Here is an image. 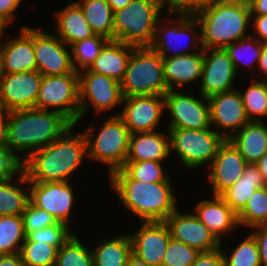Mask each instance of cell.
Returning a JSON list of instances; mask_svg holds the SVG:
<instances>
[{"mask_svg":"<svg viewBox=\"0 0 267 266\" xmlns=\"http://www.w3.org/2000/svg\"><path fill=\"white\" fill-rule=\"evenodd\" d=\"M192 13L197 18L201 31L198 34L196 32L191 43L196 49L199 45L204 49L225 48L250 36L246 31L247 25L251 22L247 0L217 1L204 5Z\"/></svg>","mask_w":267,"mask_h":266,"instance_id":"1","label":"cell"},{"mask_svg":"<svg viewBox=\"0 0 267 266\" xmlns=\"http://www.w3.org/2000/svg\"><path fill=\"white\" fill-rule=\"evenodd\" d=\"M74 126L76 124L48 146L25 158V175L29 182L69 181L70 175L82 165L87 157L86 136L83 132L71 134Z\"/></svg>","mask_w":267,"mask_h":266,"instance_id":"2","label":"cell"},{"mask_svg":"<svg viewBox=\"0 0 267 266\" xmlns=\"http://www.w3.org/2000/svg\"><path fill=\"white\" fill-rule=\"evenodd\" d=\"M73 123L62 113L39 108L8 112L6 145L27 158L58 139Z\"/></svg>","mask_w":267,"mask_h":266,"instance_id":"3","label":"cell"},{"mask_svg":"<svg viewBox=\"0 0 267 266\" xmlns=\"http://www.w3.org/2000/svg\"><path fill=\"white\" fill-rule=\"evenodd\" d=\"M110 177L122 204L142 222L165 221L177 209L170 182L133 180L122 168Z\"/></svg>","mask_w":267,"mask_h":266,"instance_id":"4","label":"cell"},{"mask_svg":"<svg viewBox=\"0 0 267 266\" xmlns=\"http://www.w3.org/2000/svg\"><path fill=\"white\" fill-rule=\"evenodd\" d=\"M163 0H132L114 12V40L135 47L150 46L153 42Z\"/></svg>","mask_w":267,"mask_h":266,"instance_id":"5","label":"cell"},{"mask_svg":"<svg viewBox=\"0 0 267 266\" xmlns=\"http://www.w3.org/2000/svg\"><path fill=\"white\" fill-rule=\"evenodd\" d=\"M123 97L161 95L168 92L163 72V58L150 46L135 47L120 81Z\"/></svg>","mask_w":267,"mask_h":266,"instance_id":"6","label":"cell"},{"mask_svg":"<svg viewBox=\"0 0 267 266\" xmlns=\"http://www.w3.org/2000/svg\"><path fill=\"white\" fill-rule=\"evenodd\" d=\"M94 130L92 125L83 132L87 142V157L107 164L110 175L125 165L131 133L119 115L108 117L97 135L93 134Z\"/></svg>","mask_w":267,"mask_h":266,"instance_id":"7","label":"cell"},{"mask_svg":"<svg viewBox=\"0 0 267 266\" xmlns=\"http://www.w3.org/2000/svg\"><path fill=\"white\" fill-rule=\"evenodd\" d=\"M212 130L214 129L168 128L170 150L174 149L178 160L190 169L206 163L210 166L219 147L225 141L222 132Z\"/></svg>","mask_w":267,"mask_h":266,"instance_id":"8","label":"cell"},{"mask_svg":"<svg viewBox=\"0 0 267 266\" xmlns=\"http://www.w3.org/2000/svg\"><path fill=\"white\" fill-rule=\"evenodd\" d=\"M35 108H54L73 124L79 123V74L43 75Z\"/></svg>","mask_w":267,"mask_h":266,"instance_id":"9","label":"cell"},{"mask_svg":"<svg viewBox=\"0 0 267 266\" xmlns=\"http://www.w3.org/2000/svg\"><path fill=\"white\" fill-rule=\"evenodd\" d=\"M80 120L91 105L97 113L122 104L123 94L120 82L114 78L91 72L88 69L79 73Z\"/></svg>","mask_w":267,"mask_h":266,"instance_id":"10","label":"cell"},{"mask_svg":"<svg viewBox=\"0 0 267 266\" xmlns=\"http://www.w3.org/2000/svg\"><path fill=\"white\" fill-rule=\"evenodd\" d=\"M170 90L164 95L165 109L171 115L169 128L203 130L211 127L209 102ZM204 99V100H203Z\"/></svg>","mask_w":267,"mask_h":266,"instance_id":"11","label":"cell"},{"mask_svg":"<svg viewBox=\"0 0 267 266\" xmlns=\"http://www.w3.org/2000/svg\"><path fill=\"white\" fill-rule=\"evenodd\" d=\"M55 33L49 34L33 28V49L37 70L42 75L77 73L72 64L71 51Z\"/></svg>","mask_w":267,"mask_h":266,"instance_id":"12","label":"cell"},{"mask_svg":"<svg viewBox=\"0 0 267 266\" xmlns=\"http://www.w3.org/2000/svg\"><path fill=\"white\" fill-rule=\"evenodd\" d=\"M42 76L38 70L5 73L0 79V97L4 109L9 112L34 108Z\"/></svg>","mask_w":267,"mask_h":266,"instance_id":"13","label":"cell"},{"mask_svg":"<svg viewBox=\"0 0 267 266\" xmlns=\"http://www.w3.org/2000/svg\"><path fill=\"white\" fill-rule=\"evenodd\" d=\"M126 103L119 115L131 134L156 131L162 113L165 110V99L161 95H134L124 97Z\"/></svg>","mask_w":267,"mask_h":266,"instance_id":"14","label":"cell"},{"mask_svg":"<svg viewBox=\"0 0 267 266\" xmlns=\"http://www.w3.org/2000/svg\"><path fill=\"white\" fill-rule=\"evenodd\" d=\"M207 99L210 108L211 126L212 128L214 126L222 128V136L225 140H229L235 132L237 133L250 122L239 90L234 88L227 92L212 95Z\"/></svg>","mask_w":267,"mask_h":266,"instance_id":"15","label":"cell"},{"mask_svg":"<svg viewBox=\"0 0 267 266\" xmlns=\"http://www.w3.org/2000/svg\"><path fill=\"white\" fill-rule=\"evenodd\" d=\"M30 202L50 213L57 222L69 225L70 211L73 208V187L68 181L29 182Z\"/></svg>","mask_w":267,"mask_h":266,"instance_id":"16","label":"cell"},{"mask_svg":"<svg viewBox=\"0 0 267 266\" xmlns=\"http://www.w3.org/2000/svg\"><path fill=\"white\" fill-rule=\"evenodd\" d=\"M236 75L233 62L224 48L204 49L201 96L208 98L218 93L233 90Z\"/></svg>","mask_w":267,"mask_h":266,"instance_id":"17","label":"cell"},{"mask_svg":"<svg viewBox=\"0 0 267 266\" xmlns=\"http://www.w3.org/2000/svg\"><path fill=\"white\" fill-rule=\"evenodd\" d=\"M171 234V238L199 252H209L221 247V242L194 213L182 214L176 209L164 221Z\"/></svg>","mask_w":267,"mask_h":266,"instance_id":"18","label":"cell"},{"mask_svg":"<svg viewBox=\"0 0 267 266\" xmlns=\"http://www.w3.org/2000/svg\"><path fill=\"white\" fill-rule=\"evenodd\" d=\"M142 223L138 231L129 234L132 253L151 266H162L171 239L170 230L164 221Z\"/></svg>","mask_w":267,"mask_h":266,"instance_id":"19","label":"cell"},{"mask_svg":"<svg viewBox=\"0 0 267 266\" xmlns=\"http://www.w3.org/2000/svg\"><path fill=\"white\" fill-rule=\"evenodd\" d=\"M167 11H165L168 16L170 14H179V16L181 17L179 19V21L173 20L170 16L169 18H166V26L162 25L161 27L159 26V22L161 23V20H158L157 25H156V29H155V33H154V38H153V42L150 45V47L155 50L162 58H168V57H175V56H181V55H186V54H191L194 53L193 52H187V50H185L187 48V44L185 45V49L184 47H181L182 50L180 52L176 51L177 49H175L176 44L173 42H176L178 40L181 41L180 38H182L183 36H187L189 37V35H195L196 32V26L200 28V24L197 20V18L194 16V14L192 12H185V11H177L174 9H171L169 7L166 8ZM170 13V14H169ZM174 21H176V26L173 27V23ZM172 22V23H171ZM167 23H171V25H167ZM171 26V27H169ZM159 27V28H158ZM193 33V34H192ZM184 38V37H183ZM190 39V38H188ZM183 42V41H182ZM180 42V43H182ZM175 44V46H174ZM174 48V52L173 54L168 53V51H171V49ZM173 51V50H172ZM170 54V55H168Z\"/></svg>","mask_w":267,"mask_h":266,"instance_id":"20","label":"cell"},{"mask_svg":"<svg viewBox=\"0 0 267 266\" xmlns=\"http://www.w3.org/2000/svg\"><path fill=\"white\" fill-rule=\"evenodd\" d=\"M246 164L240 151L230 140H225L209 166L208 178L212 186V195H220L240 179Z\"/></svg>","mask_w":267,"mask_h":266,"instance_id":"21","label":"cell"},{"mask_svg":"<svg viewBox=\"0 0 267 266\" xmlns=\"http://www.w3.org/2000/svg\"><path fill=\"white\" fill-rule=\"evenodd\" d=\"M17 38H10L2 45L5 73H22L37 70L33 49V28L23 26Z\"/></svg>","mask_w":267,"mask_h":266,"instance_id":"22","label":"cell"},{"mask_svg":"<svg viewBox=\"0 0 267 266\" xmlns=\"http://www.w3.org/2000/svg\"><path fill=\"white\" fill-rule=\"evenodd\" d=\"M199 51L191 54L163 58V72L168 91L175 90L201 79L204 63V48L200 45ZM175 83V84H174Z\"/></svg>","mask_w":267,"mask_h":266,"instance_id":"23","label":"cell"},{"mask_svg":"<svg viewBox=\"0 0 267 266\" xmlns=\"http://www.w3.org/2000/svg\"><path fill=\"white\" fill-rule=\"evenodd\" d=\"M195 208L196 217L220 241L222 234H227L239 226L238 214L219 195H213V200L199 202Z\"/></svg>","mask_w":267,"mask_h":266,"instance_id":"24","label":"cell"},{"mask_svg":"<svg viewBox=\"0 0 267 266\" xmlns=\"http://www.w3.org/2000/svg\"><path fill=\"white\" fill-rule=\"evenodd\" d=\"M170 151L169 132L134 133L130 135L126 161H164Z\"/></svg>","mask_w":267,"mask_h":266,"instance_id":"25","label":"cell"},{"mask_svg":"<svg viewBox=\"0 0 267 266\" xmlns=\"http://www.w3.org/2000/svg\"><path fill=\"white\" fill-rule=\"evenodd\" d=\"M135 46L117 40H109L88 69L117 81H121Z\"/></svg>","mask_w":267,"mask_h":266,"instance_id":"26","label":"cell"},{"mask_svg":"<svg viewBox=\"0 0 267 266\" xmlns=\"http://www.w3.org/2000/svg\"><path fill=\"white\" fill-rule=\"evenodd\" d=\"M56 35L68 46L94 35L80 6L72 2L56 14Z\"/></svg>","mask_w":267,"mask_h":266,"instance_id":"27","label":"cell"},{"mask_svg":"<svg viewBox=\"0 0 267 266\" xmlns=\"http://www.w3.org/2000/svg\"><path fill=\"white\" fill-rule=\"evenodd\" d=\"M229 140L246 163L255 164L267 151V125L262 121H250Z\"/></svg>","mask_w":267,"mask_h":266,"instance_id":"28","label":"cell"},{"mask_svg":"<svg viewBox=\"0 0 267 266\" xmlns=\"http://www.w3.org/2000/svg\"><path fill=\"white\" fill-rule=\"evenodd\" d=\"M264 186L265 183L257 165L247 163L240 179L224 190L219 196L236 214H239L255 190Z\"/></svg>","mask_w":267,"mask_h":266,"instance_id":"29","label":"cell"},{"mask_svg":"<svg viewBox=\"0 0 267 266\" xmlns=\"http://www.w3.org/2000/svg\"><path fill=\"white\" fill-rule=\"evenodd\" d=\"M99 244L92 251L93 266H126L132 253V242L128 234L108 238Z\"/></svg>","mask_w":267,"mask_h":266,"instance_id":"30","label":"cell"},{"mask_svg":"<svg viewBox=\"0 0 267 266\" xmlns=\"http://www.w3.org/2000/svg\"><path fill=\"white\" fill-rule=\"evenodd\" d=\"M94 34L114 40V11L106 0L75 1Z\"/></svg>","mask_w":267,"mask_h":266,"instance_id":"31","label":"cell"},{"mask_svg":"<svg viewBox=\"0 0 267 266\" xmlns=\"http://www.w3.org/2000/svg\"><path fill=\"white\" fill-rule=\"evenodd\" d=\"M12 180L0 181V216L22 215L30 203V186L26 175L17 178V184L27 185V191L22 190L18 185L13 184Z\"/></svg>","mask_w":267,"mask_h":266,"instance_id":"32","label":"cell"},{"mask_svg":"<svg viewBox=\"0 0 267 266\" xmlns=\"http://www.w3.org/2000/svg\"><path fill=\"white\" fill-rule=\"evenodd\" d=\"M25 239L21 215L0 216V255L19 253Z\"/></svg>","mask_w":267,"mask_h":266,"instance_id":"33","label":"cell"},{"mask_svg":"<svg viewBox=\"0 0 267 266\" xmlns=\"http://www.w3.org/2000/svg\"><path fill=\"white\" fill-rule=\"evenodd\" d=\"M109 40L102 35L94 34L87 39L73 43L70 50L74 70L79 73L81 69H89Z\"/></svg>","mask_w":267,"mask_h":266,"instance_id":"34","label":"cell"},{"mask_svg":"<svg viewBox=\"0 0 267 266\" xmlns=\"http://www.w3.org/2000/svg\"><path fill=\"white\" fill-rule=\"evenodd\" d=\"M247 117L250 121H261V116L267 115V85L264 80L252 79V84L241 92ZM260 116V117H258Z\"/></svg>","mask_w":267,"mask_h":266,"instance_id":"35","label":"cell"},{"mask_svg":"<svg viewBox=\"0 0 267 266\" xmlns=\"http://www.w3.org/2000/svg\"><path fill=\"white\" fill-rule=\"evenodd\" d=\"M19 253L25 266H55L58 249L44 242L24 241Z\"/></svg>","mask_w":267,"mask_h":266,"instance_id":"36","label":"cell"},{"mask_svg":"<svg viewBox=\"0 0 267 266\" xmlns=\"http://www.w3.org/2000/svg\"><path fill=\"white\" fill-rule=\"evenodd\" d=\"M267 216V186L256 189L238 214L239 225L250 228L261 225Z\"/></svg>","mask_w":267,"mask_h":266,"instance_id":"37","label":"cell"},{"mask_svg":"<svg viewBox=\"0 0 267 266\" xmlns=\"http://www.w3.org/2000/svg\"><path fill=\"white\" fill-rule=\"evenodd\" d=\"M225 266H261L260 253L256 239L252 234L236 246L231 255L222 249Z\"/></svg>","mask_w":267,"mask_h":266,"instance_id":"38","label":"cell"},{"mask_svg":"<svg viewBox=\"0 0 267 266\" xmlns=\"http://www.w3.org/2000/svg\"><path fill=\"white\" fill-rule=\"evenodd\" d=\"M122 169L133 179L141 182H171L163 171L162 161H126Z\"/></svg>","mask_w":267,"mask_h":266,"instance_id":"39","label":"cell"},{"mask_svg":"<svg viewBox=\"0 0 267 266\" xmlns=\"http://www.w3.org/2000/svg\"><path fill=\"white\" fill-rule=\"evenodd\" d=\"M55 266H93L92 252L73 234L58 250Z\"/></svg>","mask_w":267,"mask_h":266,"instance_id":"40","label":"cell"},{"mask_svg":"<svg viewBox=\"0 0 267 266\" xmlns=\"http://www.w3.org/2000/svg\"><path fill=\"white\" fill-rule=\"evenodd\" d=\"M256 39H257L256 37L254 39V37L252 38V36L250 35L224 48L226 52L229 54V57L233 62L236 72L239 69L238 68L239 62L245 59V58L242 59V57L247 52L248 54L250 53L249 54L250 57L248 56L250 59H247L248 57L246 59L251 61V63L250 62L248 63L249 69H252L251 66L253 64H255L256 66L258 65L259 58L261 57V53H262L263 43L260 40H256ZM242 62H244V65L246 64L245 61H242Z\"/></svg>","mask_w":267,"mask_h":266,"instance_id":"41","label":"cell"},{"mask_svg":"<svg viewBox=\"0 0 267 266\" xmlns=\"http://www.w3.org/2000/svg\"><path fill=\"white\" fill-rule=\"evenodd\" d=\"M61 222L40 230L29 232L24 241L44 242L58 250L72 237V228Z\"/></svg>","mask_w":267,"mask_h":266,"instance_id":"42","label":"cell"},{"mask_svg":"<svg viewBox=\"0 0 267 266\" xmlns=\"http://www.w3.org/2000/svg\"><path fill=\"white\" fill-rule=\"evenodd\" d=\"M199 253L196 248L171 238L162 266H191Z\"/></svg>","mask_w":267,"mask_h":266,"instance_id":"43","label":"cell"},{"mask_svg":"<svg viewBox=\"0 0 267 266\" xmlns=\"http://www.w3.org/2000/svg\"><path fill=\"white\" fill-rule=\"evenodd\" d=\"M17 154L6 144H0V181L12 180L15 174H18L16 178L25 175V159Z\"/></svg>","mask_w":267,"mask_h":266,"instance_id":"44","label":"cell"},{"mask_svg":"<svg viewBox=\"0 0 267 266\" xmlns=\"http://www.w3.org/2000/svg\"><path fill=\"white\" fill-rule=\"evenodd\" d=\"M21 216L26 235L29 232L40 230L57 223L56 219L50 213L35 207L31 202Z\"/></svg>","mask_w":267,"mask_h":266,"instance_id":"45","label":"cell"},{"mask_svg":"<svg viewBox=\"0 0 267 266\" xmlns=\"http://www.w3.org/2000/svg\"><path fill=\"white\" fill-rule=\"evenodd\" d=\"M191 266H225L221 247L209 252H200Z\"/></svg>","mask_w":267,"mask_h":266,"instance_id":"46","label":"cell"},{"mask_svg":"<svg viewBox=\"0 0 267 266\" xmlns=\"http://www.w3.org/2000/svg\"><path fill=\"white\" fill-rule=\"evenodd\" d=\"M21 0H0V27L6 29V26L14 20L16 9Z\"/></svg>","mask_w":267,"mask_h":266,"instance_id":"47","label":"cell"},{"mask_svg":"<svg viewBox=\"0 0 267 266\" xmlns=\"http://www.w3.org/2000/svg\"><path fill=\"white\" fill-rule=\"evenodd\" d=\"M254 232L251 233L257 241L261 266H267V227L256 226L253 227Z\"/></svg>","mask_w":267,"mask_h":266,"instance_id":"48","label":"cell"},{"mask_svg":"<svg viewBox=\"0 0 267 266\" xmlns=\"http://www.w3.org/2000/svg\"><path fill=\"white\" fill-rule=\"evenodd\" d=\"M222 0H175L169 8L177 11L193 12L194 10Z\"/></svg>","mask_w":267,"mask_h":266,"instance_id":"49","label":"cell"},{"mask_svg":"<svg viewBox=\"0 0 267 266\" xmlns=\"http://www.w3.org/2000/svg\"><path fill=\"white\" fill-rule=\"evenodd\" d=\"M251 20L255 30L251 36H256L263 44H267V15H251Z\"/></svg>","mask_w":267,"mask_h":266,"instance_id":"50","label":"cell"},{"mask_svg":"<svg viewBox=\"0 0 267 266\" xmlns=\"http://www.w3.org/2000/svg\"><path fill=\"white\" fill-rule=\"evenodd\" d=\"M0 266H25L20 253L0 255Z\"/></svg>","mask_w":267,"mask_h":266,"instance_id":"51","label":"cell"},{"mask_svg":"<svg viewBox=\"0 0 267 266\" xmlns=\"http://www.w3.org/2000/svg\"><path fill=\"white\" fill-rule=\"evenodd\" d=\"M251 15H267V0H247Z\"/></svg>","mask_w":267,"mask_h":266,"instance_id":"52","label":"cell"},{"mask_svg":"<svg viewBox=\"0 0 267 266\" xmlns=\"http://www.w3.org/2000/svg\"><path fill=\"white\" fill-rule=\"evenodd\" d=\"M255 164L257 165L258 170L262 175L265 186H267V151Z\"/></svg>","mask_w":267,"mask_h":266,"instance_id":"53","label":"cell"},{"mask_svg":"<svg viewBox=\"0 0 267 266\" xmlns=\"http://www.w3.org/2000/svg\"><path fill=\"white\" fill-rule=\"evenodd\" d=\"M257 67L261 72H263L262 75L264 74L265 76L264 78H266L267 77V44H263L261 57L259 58Z\"/></svg>","mask_w":267,"mask_h":266,"instance_id":"54","label":"cell"},{"mask_svg":"<svg viewBox=\"0 0 267 266\" xmlns=\"http://www.w3.org/2000/svg\"><path fill=\"white\" fill-rule=\"evenodd\" d=\"M8 115H0V144H6Z\"/></svg>","mask_w":267,"mask_h":266,"instance_id":"55","label":"cell"},{"mask_svg":"<svg viewBox=\"0 0 267 266\" xmlns=\"http://www.w3.org/2000/svg\"><path fill=\"white\" fill-rule=\"evenodd\" d=\"M126 266H151V265L147 264L145 261H143L142 259L135 256L133 253H131L130 256L128 257Z\"/></svg>","mask_w":267,"mask_h":266,"instance_id":"56","label":"cell"},{"mask_svg":"<svg viewBox=\"0 0 267 266\" xmlns=\"http://www.w3.org/2000/svg\"><path fill=\"white\" fill-rule=\"evenodd\" d=\"M113 11L115 12L116 10L124 8L126 5H128L132 0H106Z\"/></svg>","mask_w":267,"mask_h":266,"instance_id":"57","label":"cell"},{"mask_svg":"<svg viewBox=\"0 0 267 266\" xmlns=\"http://www.w3.org/2000/svg\"><path fill=\"white\" fill-rule=\"evenodd\" d=\"M5 32V29H2V31L0 32V39L3 36ZM2 41L0 40V79L4 76L5 72H4V64H3V55H2Z\"/></svg>","mask_w":267,"mask_h":266,"instance_id":"58","label":"cell"},{"mask_svg":"<svg viewBox=\"0 0 267 266\" xmlns=\"http://www.w3.org/2000/svg\"><path fill=\"white\" fill-rule=\"evenodd\" d=\"M0 115H8V112L3 107L1 97H0Z\"/></svg>","mask_w":267,"mask_h":266,"instance_id":"59","label":"cell"},{"mask_svg":"<svg viewBox=\"0 0 267 266\" xmlns=\"http://www.w3.org/2000/svg\"><path fill=\"white\" fill-rule=\"evenodd\" d=\"M167 5V7H169L175 0H163Z\"/></svg>","mask_w":267,"mask_h":266,"instance_id":"60","label":"cell"},{"mask_svg":"<svg viewBox=\"0 0 267 266\" xmlns=\"http://www.w3.org/2000/svg\"><path fill=\"white\" fill-rule=\"evenodd\" d=\"M260 226L267 227V216H266V218H265L264 222H263V223H262Z\"/></svg>","mask_w":267,"mask_h":266,"instance_id":"61","label":"cell"},{"mask_svg":"<svg viewBox=\"0 0 267 266\" xmlns=\"http://www.w3.org/2000/svg\"><path fill=\"white\" fill-rule=\"evenodd\" d=\"M263 80H264V82H265V83H266V85H267V77H266V78H264Z\"/></svg>","mask_w":267,"mask_h":266,"instance_id":"62","label":"cell"}]
</instances>
